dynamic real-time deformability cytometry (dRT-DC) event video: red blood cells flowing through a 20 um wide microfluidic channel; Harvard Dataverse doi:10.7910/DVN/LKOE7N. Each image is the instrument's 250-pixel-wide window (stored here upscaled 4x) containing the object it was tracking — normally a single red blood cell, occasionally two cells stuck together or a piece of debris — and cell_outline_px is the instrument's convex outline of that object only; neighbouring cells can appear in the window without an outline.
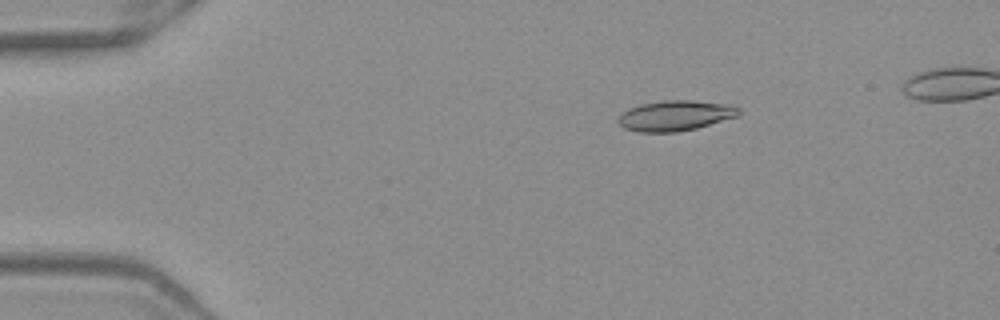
{"species": "Egyptian fruit bat (a non-hibernating species)", "species_latin": "Rousettus aegyptiacus", "temperature_condition": "warm", "stored_images_in_passage": 50, "camera_frame_rate_fps": 3000, "um_per_image_px": 0.085, "frame": {"image": 1, "passage_image": 9, "time_ms": 2.667, "image_size_px": [1000, 320], "cell_outline_px": [[740, 112], [736, 116], [696, 128], [676, 132], [636, 132], [624, 128], [616, 120], [628, 108], [640, 104], [664, 100], [692, 100], [728, 104], [740, 108]], "centroid_in_image_um": [57.36, 9.82], "position_along_channel_um": 27.6, "area_um2": 21.21}}
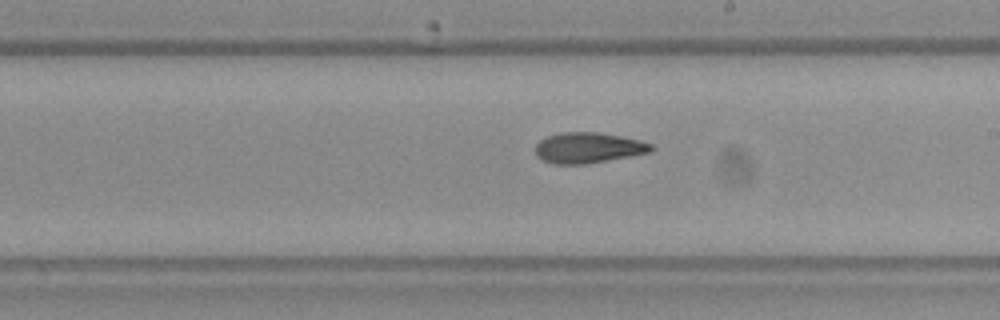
{"frame": {"image": 2, "passage_image": 30, "time_ms": 9.667, "image_size_px": [1000, 320], "cell_outline_px": [[656, 148], [652, 152], [584, 164], [552, 164], [540, 160], [536, 156], [536, 144], [540, 140], [548, 136], [560, 132], [596, 132], [620, 136], [640, 140], [652, 144]], "centroid_in_image_um": [49.99, 12.56], "position_along_channel_um": 239.0, "area_um2": 20.75}}
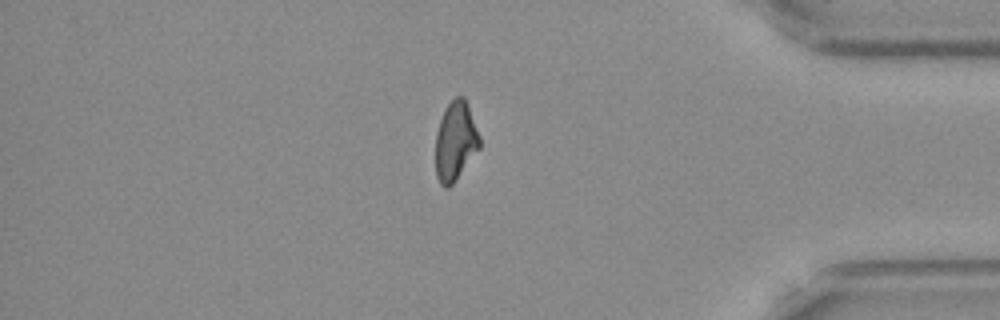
{"frame": {"image": 3, "passage_image": 44, "time_ms": 14.333, "image_size_px": [1000, 320], "cell_outline_px": [[480, 148], [456, 180], [448, 188], [444, 188], [440, 184], [436, 176], [436, 132], [440, 120], [448, 104], [456, 96], [464, 96], [468, 104], [480, 136]], "centroid_in_image_um": [38.72, 12.02], "position_along_channel_um": 396.5, "area_um2": 20.35}, "authors_computed_cell_mechanics": {"area_um2": 20.8947, "velocity_mm_per_s": 3.9865, "shape_relaxation_time_tau1_ms": null, "shape_relaxation_time_tau2_ms": 4.214, "deformation_change_tau1": null, "deformation_change_tau2": 0.1272}}